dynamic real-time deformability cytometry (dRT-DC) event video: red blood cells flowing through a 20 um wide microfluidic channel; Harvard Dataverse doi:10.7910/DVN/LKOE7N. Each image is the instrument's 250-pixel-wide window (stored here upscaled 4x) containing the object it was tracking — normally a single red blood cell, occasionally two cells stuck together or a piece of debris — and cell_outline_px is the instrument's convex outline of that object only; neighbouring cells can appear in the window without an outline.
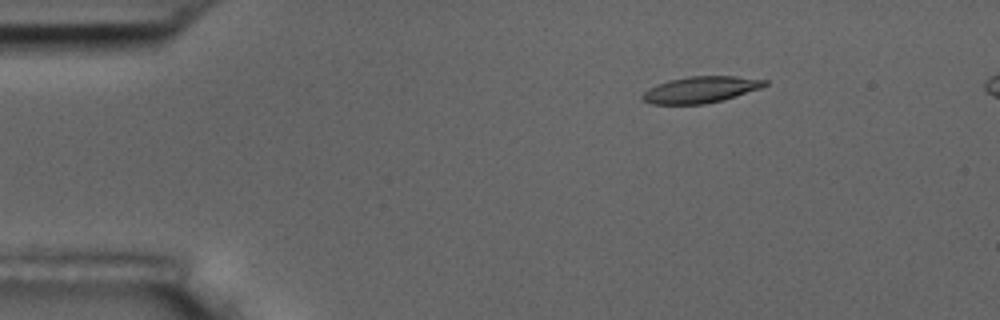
{"species": "common noctule bat (a hibernating species)", "species_latin": "Nyctalus noctula", "temperature_condition": "room temperature", "stored_images_in_passage": 6, "segment_of_instrument_passage": [1, 2], "camera_frame_rate_fps": 3000, "um_per_image_px": 0.085, "animal": {"sex": "male", "body_mass_g": 17.5, "forearm_length_mm": 52.3}, "frame": {"image": 1, "passage_image": 3, "time_ms": 2.0, "image_size_px": [1000, 320], "cell_outline_px": [[768, 84], [760, 88], [724, 100], [704, 104], [652, 104], [644, 100], [640, 96], [648, 88], [656, 84], [668, 80], [688, 76], [732, 76], [768, 80]], "centroid_in_image_um": [59.54, 7.62], "position_along_channel_um": 25.5, "area_um2": 18.84}}